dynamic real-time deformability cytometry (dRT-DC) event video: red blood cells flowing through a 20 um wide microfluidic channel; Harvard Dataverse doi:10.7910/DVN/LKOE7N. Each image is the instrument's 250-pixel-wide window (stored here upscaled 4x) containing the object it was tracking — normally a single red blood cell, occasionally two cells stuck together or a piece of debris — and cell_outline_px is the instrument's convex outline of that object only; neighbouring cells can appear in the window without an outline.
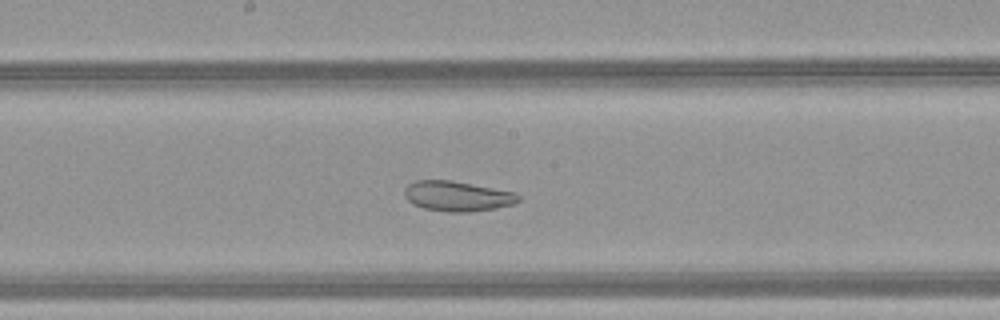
{"species": "common noctule bat (a hibernating species)", "species_latin": "Nyctalus noctula", "temperature_condition": "warm", "stored_images_in_passage": 44, "camera_frame_rate_fps": 3000, "um_per_image_px": 0.085, "animal": {"sex": "female", "body_mass_g": 21.9}, "frame": {"image": 1, "passage_image": 22, "time_ms": 7.0, "image_size_px": [1000, 320], "cell_outline_px": [[520, 200], [512, 204], [496, 208], [468, 212], [448, 212], [424, 208], [412, 204], [404, 196], [404, 188], [408, 184], [416, 180], [452, 180], [516, 192], [520, 196]], "centroid_in_image_um": [38.86, 16.66], "position_along_channel_um": 209.3, "area_um2": 20.11}}
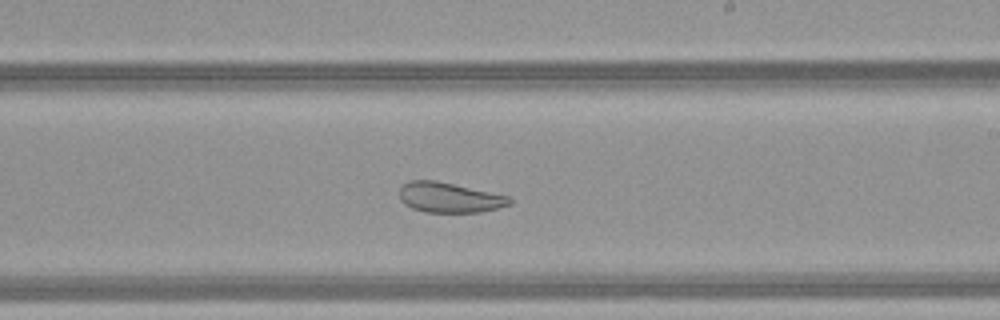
{"frame": {"image": 2, "passage_image": 25, "time_ms": 8.0, "image_size_px": [1000, 320], "cell_outline_px": [[512, 204], [480, 212], [424, 212], [412, 208], [404, 204], [400, 200], [400, 188], [408, 180], [436, 180], [508, 196], [512, 200]], "centroid_in_image_um": [38.16, 16.79], "position_along_channel_um": 250.8, "area_um2": 19.25}}
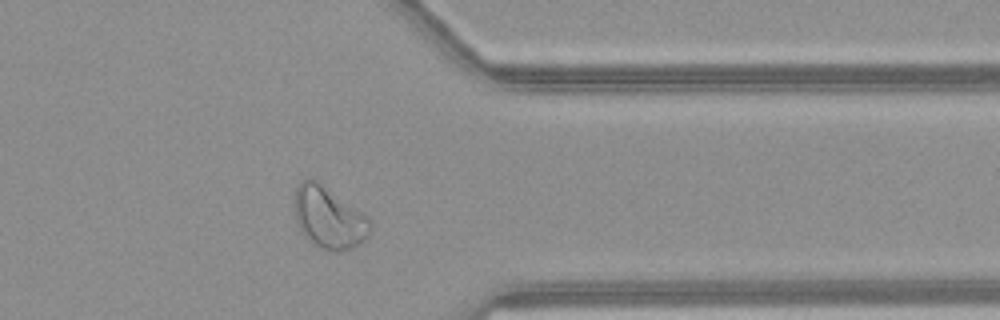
{"frame": {"image": 3, "passage_image": 35, "time_ms": 11.333, "image_size_px": [1000, 320], "cell_outline_px": [[372, 228], [368, 236], [360, 244], [352, 248], [340, 252], [332, 252], [320, 248], [312, 244], [304, 236], [296, 224], [292, 196], [300, 180], [308, 176], [312, 176], [368, 216], [372, 224]], "centroid_in_image_um": [27.91, 18.48], "position_along_channel_um": 383.5, "area_um2": 28.26}, "authors_computed_cell_mechanics": {"area_um2": 28.4087, "velocity_mm_per_s": 4.1725, "shape_relaxation_time_tau1_ms": null, "shape_relaxation_time_tau2_ms": 2.3841, "deformation_change_tau1": null, "deformation_change_tau2": 0.0897}}